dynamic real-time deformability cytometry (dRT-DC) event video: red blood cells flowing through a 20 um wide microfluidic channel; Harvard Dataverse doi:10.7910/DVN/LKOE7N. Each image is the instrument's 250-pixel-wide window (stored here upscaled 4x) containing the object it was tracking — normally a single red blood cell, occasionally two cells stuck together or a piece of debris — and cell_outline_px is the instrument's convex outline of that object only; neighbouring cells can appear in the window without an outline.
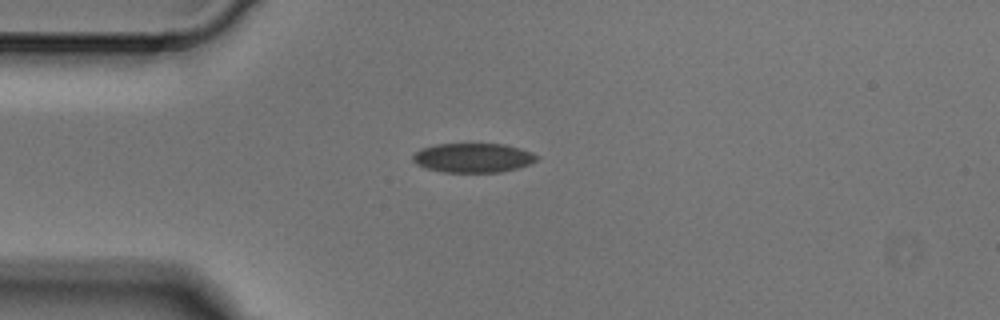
{"species": "Egyptian fruit bat (a non-hibernating species)", "species_latin": "Rousettus aegyptiacus", "temperature_condition": "cold", "stored_images_in_passage": 4, "camera_frame_rate_fps": 3000, "um_per_image_px": 0.085, "animal": {"sex": "male"}, "frame": {"image": 1, "passage_image": 4, "time_ms": 1.0, "image_size_px": [1000, 320], "cell_outline_px": [[540, 156], [536, 160], [528, 164], [516, 168], [500, 172], [444, 172], [428, 168], [416, 164], [412, 160], [412, 156], [420, 148], [436, 144], [504, 144], [520, 148], [532, 152]], "centroid_in_image_um": [40.2, 13.4], "position_along_channel_um": 44.8, "area_um2": 21.1}}